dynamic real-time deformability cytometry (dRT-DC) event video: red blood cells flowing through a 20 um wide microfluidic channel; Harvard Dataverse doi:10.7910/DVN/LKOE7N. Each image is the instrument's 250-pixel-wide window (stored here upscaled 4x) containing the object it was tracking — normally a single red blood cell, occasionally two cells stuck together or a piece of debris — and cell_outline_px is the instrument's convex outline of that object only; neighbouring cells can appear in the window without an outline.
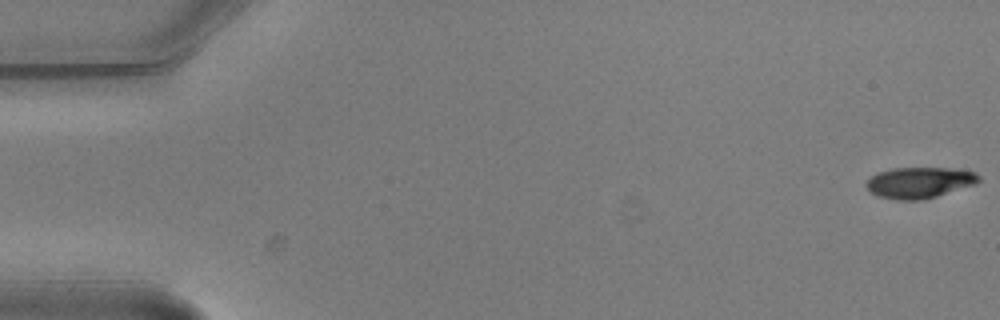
{"species": "common noctule bat (a hibernating species)", "species_latin": "Nyctalus noctula", "temperature_condition": "warm", "stored_images_in_passage": 8, "camera_frame_rate_fps": 3000, "um_per_image_px": 0.085, "animal": {"sex": "male", "body_mass_g": 20.5, "forearm_length_mm": 52.5}, "frame": {"image": 1, "passage_image": 1, "time_ms": 0.0, "image_size_px": [1000, 320], "cell_outline_px": [[980, 180], [976, 184], [924, 200], [896, 200], [880, 196], [872, 192], [864, 184], [872, 176], [880, 172], [892, 168], [952, 168], [976, 172], [980, 176]], "centroid_in_image_um": [78.19, 15.52], "position_along_channel_um": 6.8, "area_um2": 20.29}}
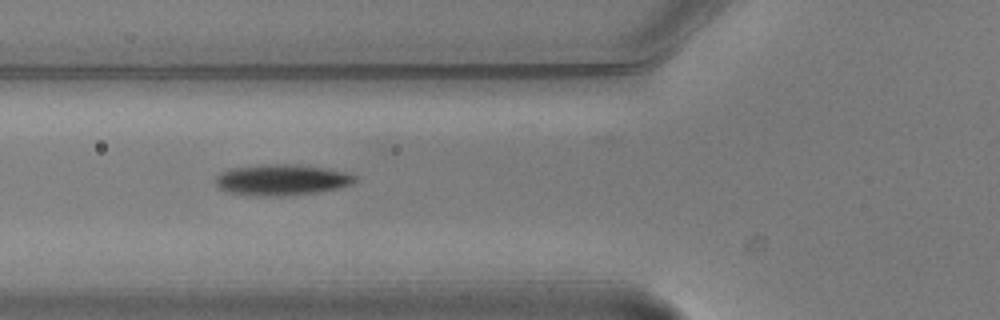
{"frame": {"image": 2, "passage_image": 7, "time_ms": 2.0, "image_size_px": [1000, 320], "cell_outline_px": [[356, 180], [352, 184], [336, 188], [316, 192], [272, 196], [256, 196], [224, 192], [216, 184], [216, 176], [220, 172], [232, 168], [284, 164], [320, 168], [344, 172], [356, 176]], "centroid_in_image_um": [23.88, 15.31], "position_along_channel_um": 101.9, "area_um2": 24.39}}
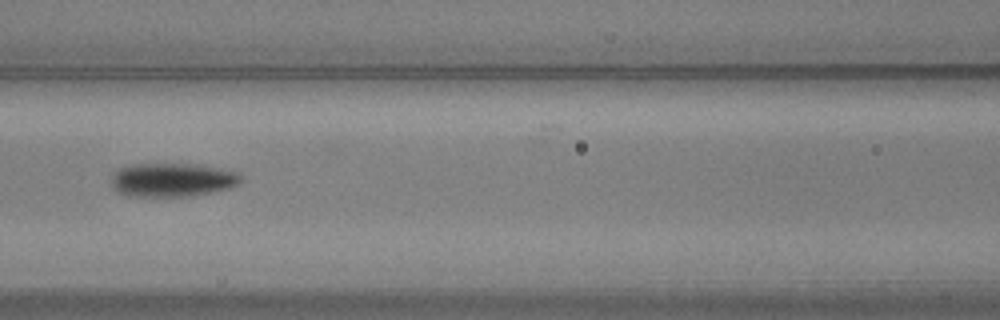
{"frame": {"image": 3, "passage_image": 8, "time_ms": 2.333, "image_size_px": [1000, 320], "cell_outline_px": [[240, 180], [236, 184], [228, 188], [188, 196], [128, 196], [112, 188], [112, 176], [120, 168], [136, 164], [188, 164], [212, 168], [232, 172], [240, 176]], "centroid_in_image_um": [14.54, 15.3], "position_along_channel_um": 152.1, "area_um2": 24.51}}